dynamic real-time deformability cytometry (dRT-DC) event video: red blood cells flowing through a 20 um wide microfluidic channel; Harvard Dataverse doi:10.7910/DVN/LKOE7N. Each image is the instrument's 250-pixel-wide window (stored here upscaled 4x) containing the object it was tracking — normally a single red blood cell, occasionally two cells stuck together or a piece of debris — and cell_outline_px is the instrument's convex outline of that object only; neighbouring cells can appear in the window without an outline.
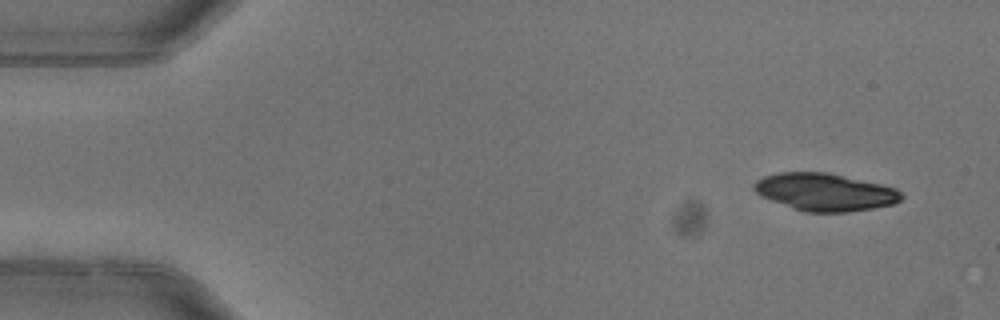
{"species": "common noctule bat (a hibernating species)", "species_latin": "Nyctalus noctula", "temperature_condition": "warm", "stored_images_in_passage": 4, "camera_frame_rate_fps": 3000, "um_per_image_px": 0.085, "animal": {"sex": "female"}, "frame": {"image": 1, "passage_image": 1, "time_ms": 0.0, "image_size_px": [1000, 320], "cell_outline_px": [[904, 196], [900, 200], [892, 204], [872, 208], [848, 212], [804, 212], [792, 208], [760, 196], [752, 188], [752, 184], [756, 180], [764, 176], [780, 172], [828, 172], [880, 184], [896, 188]], "centroid_in_image_um": [70.08, 16.32], "position_along_channel_um": 14.9, "area_um2": 32.19}}